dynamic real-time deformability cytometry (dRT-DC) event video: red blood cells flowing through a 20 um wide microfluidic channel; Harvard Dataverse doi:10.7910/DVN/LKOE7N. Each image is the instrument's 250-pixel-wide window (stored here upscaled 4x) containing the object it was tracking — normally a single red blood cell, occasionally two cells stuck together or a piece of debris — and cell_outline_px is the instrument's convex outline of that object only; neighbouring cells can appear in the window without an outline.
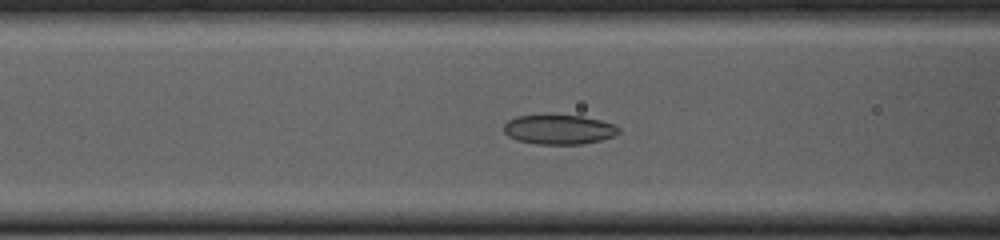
{"species": "common noctule bat (a hibernating species)", "species_latin": "Nyctalus noctula", "temperature_condition": "cold", "stored_images_in_passage": 41, "camera_frame_rate_fps": 3000, "um_per_image_px": 0.085, "animal": {"sex": "female", "body_mass_g": 23.0, "forearm_length_mm": 53.4}, "frame": {"image": 1, "passage_image": 8, "time_ms": 2.333, "image_size_px": [1000, 240], "cell_outline_px": [[620, 132], [612, 136], [600, 140], [580, 144], [536, 144], [516, 140], [508, 136], [504, 132], [504, 124], [508, 120], [516, 116], [580, 116], [600, 120], [616, 124], [620, 128]], "centroid_in_image_um": [47.51, 11.02], "position_along_channel_um": 119.1, "area_um2": 19.59}}
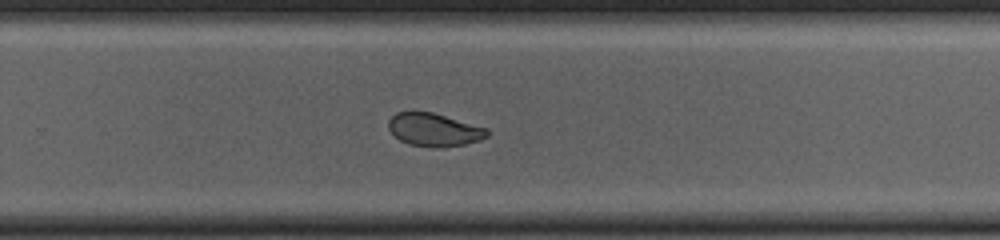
{"frame": {"image": 2, "passage_image": 22, "time_ms": 7.0, "image_size_px": [1000, 240], "cell_outline_px": [[488, 136], [480, 140], [464, 144], [440, 148], [436, 148], [408, 144], [400, 140], [388, 128], [388, 120], [396, 112], [432, 112], [488, 128]], "centroid_in_image_um": [36.9, 11.03], "position_along_channel_um": 292.9, "area_um2": 18.96}}
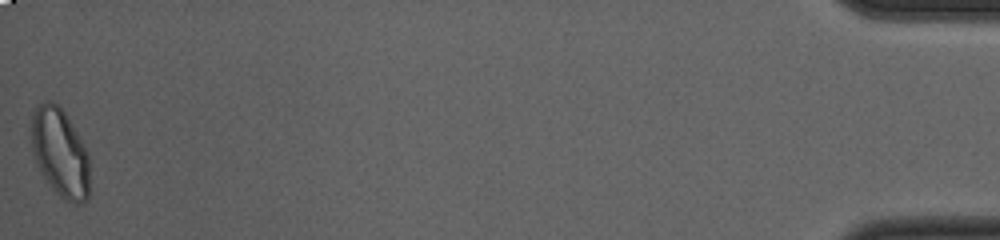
{"frame": {"image": 3, "passage_image": 41, "time_ms": 13.333, "image_size_px": [1000, 240], "cell_outline_px": [[88, 200], [84, 204], [72, 204], [64, 200], [52, 188], [36, 164], [32, 148], [32, 116], [36, 108], [40, 104], [48, 100], [52, 100], [64, 112], [88, 152]], "centroid_in_image_um": [5.11, 13.02], "position_along_channel_um": 430.1, "area_um2": 29.71}, "authors_computed_cell_mechanics": {"area_um2": 20.23, "velocity_mm_per_s": 3.7371, "shape_relaxation_time_tau1_ms": 6.9011, "shape_relaxation_time_tau2_ms": 2.0901, "deformation_change_tau1": 0.1605, "deformation_change_tau2": 0.0487}}